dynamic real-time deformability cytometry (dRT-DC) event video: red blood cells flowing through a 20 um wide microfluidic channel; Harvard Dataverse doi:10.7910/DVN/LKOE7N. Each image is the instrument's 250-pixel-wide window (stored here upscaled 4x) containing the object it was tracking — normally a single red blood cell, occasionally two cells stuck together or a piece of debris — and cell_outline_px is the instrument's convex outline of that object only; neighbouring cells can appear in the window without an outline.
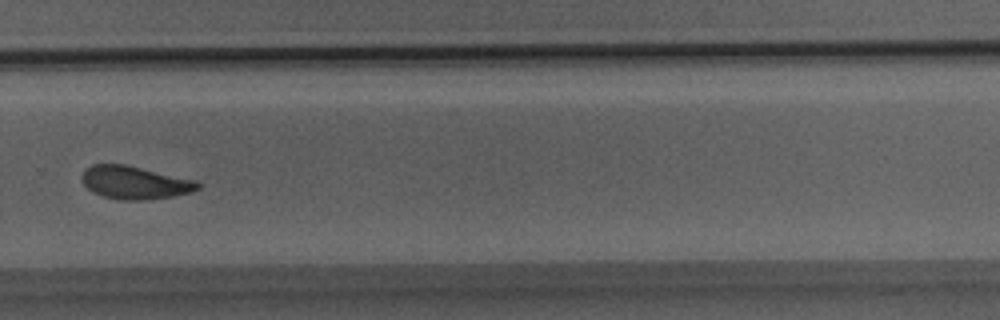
{"species": "Egyptian fruit bat (a non-hibernating species)", "species_latin": "Rousettus aegyptiacus", "temperature_condition": "room temperature", "stored_images_in_passage": 29, "camera_frame_rate_fps": 3000, "um_per_image_px": 0.085, "animal": {"sex": "male"}, "frame": {"image": 1, "passage_image": 18, "time_ms": 5.667, "image_size_px": [1000, 320], "cell_outline_px": [[200, 188], [192, 192], [172, 196], [140, 200], [120, 200], [104, 196], [92, 192], [84, 184], [80, 176], [84, 168], [92, 164], [124, 164], [196, 180], [200, 184]], "centroid_in_image_um": [11.43, 15.51], "position_along_channel_um": 318.4, "area_um2": 22.25}}
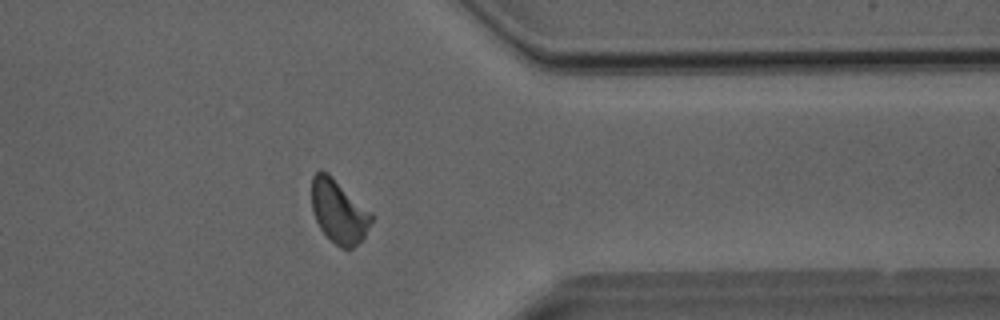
{"frame": {"image": 2, "passage_image": 22, "time_ms": 7.0, "image_size_px": [1000, 320], "cell_outline_px": [[376, 216], [364, 240], [348, 252], [340, 248], [320, 228], [312, 212], [312, 176], [316, 172], [328, 172], [372, 212]], "centroid_in_image_um": [28.86, 18.02], "position_along_channel_um": 382.5, "area_um2": 22.6}}
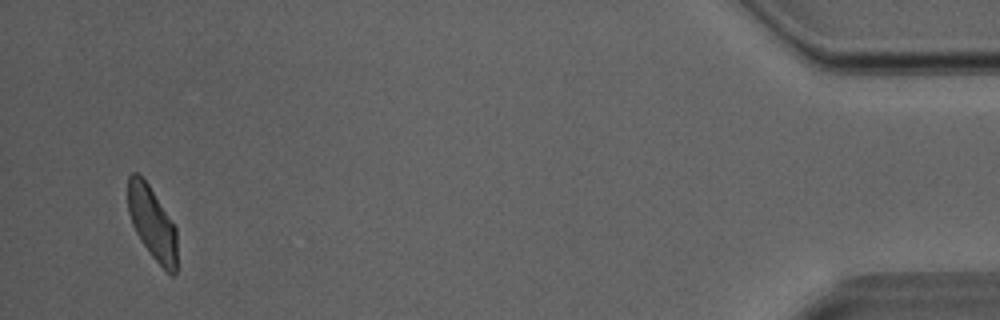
{"frame": {"image": 3, "passage_image": 28, "time_ms": 9.0, "image_size_px": [1000, 320], "cell_outline_px": [[176, 272], [172, 276], [148, 252], [140, 240], [132, 224], [128, 212], [128, 176], [132, 172], [136, 172], [148, 184], [176, 228]], "centroid_in_image_um": [12.92, 18.96], "position_along_channel_um": 422.3, "area_um2": 20.52}}